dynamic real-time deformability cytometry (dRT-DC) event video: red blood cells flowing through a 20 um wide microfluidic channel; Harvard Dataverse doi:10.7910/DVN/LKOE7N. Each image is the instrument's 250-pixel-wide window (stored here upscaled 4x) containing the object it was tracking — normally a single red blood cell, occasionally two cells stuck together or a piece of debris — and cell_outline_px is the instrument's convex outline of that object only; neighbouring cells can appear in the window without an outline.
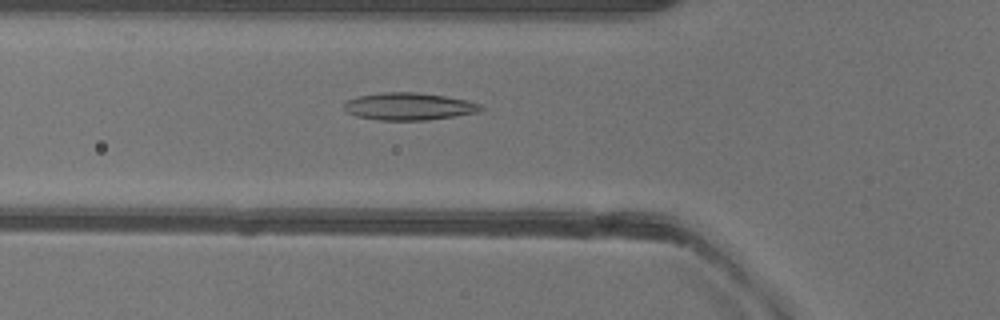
{"species": "common noctule bat (a hibernating species)", "species_latin": "Nyctalus noctula", "temperature_condition": "warm", "stored_images_in_passage": 50, "camera_frame_rate_fps": 3000, "um_per_image_px": 0.085, "animal": {"sex": "female"}, "frame": {"image": 1, "passage_image": 17, "time_ms": 5.333, "image_size_px": [1000, 320], "cell_outline_px": [[484, 108], [480, 112], [424, 120], [380, 120], [356, 116], [348, 112], [344, 108], [344, 104], [348, 100], [360, 96], [384, 92], [416, 92], [444, 96], [484, 104]], "centroid_in_image_um": [34.79, 9.04], "position_along_channel_um": 91.0, "area_um2": 21.56}}
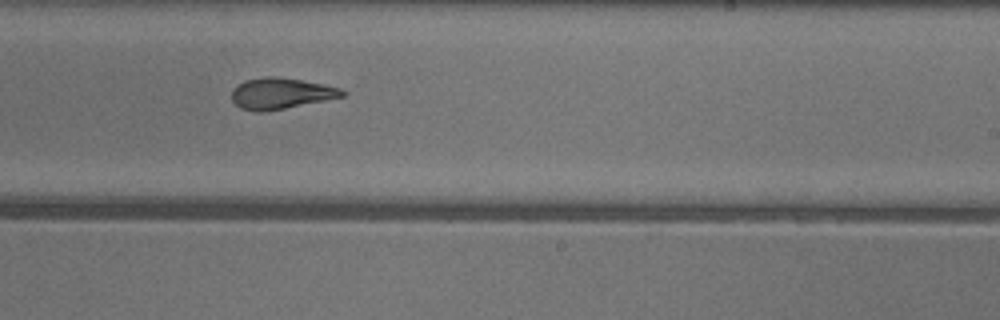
{"frame": {"image": 2, "passage_image": 30, "time_ms": 9.667, "image_size_px": [1000, 320], "cell_outline_px": [[348, 96], [284, 108], [256, 112], [240, 108], [232, 100], [232, 88], [236, 84], [244, 80], [264, 76], [272, 76], [300, 80], [324, 84], [348, 92]], "centroid_in_image_um": [23.86, 7.93], "position_along_channel_um": 265.1, "area_um2": 20.0}}
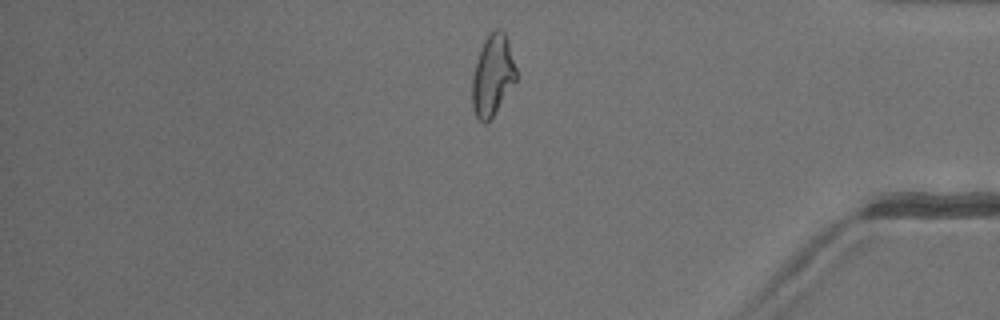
{"frame": {"image": 3, "passage_image": 42, "time_ms": 13.667, "image_size_px": [1000, 320], "cell_outline_px": [[516, 80], [492, 116], [484, 124], [476, 116], [472, 108], [472, 76], [476, 60], [484, 40], [496, 28], [500, 28], [504, 32], [508, 40], [516, 68]], "centroid_in_image_um": [41.86, 6.38], "position_along_channel_um": 393.3, "area_um2": 20.46}, "authors_computed_cell_mechanics": {"area_um2": 21.4727, "velocity_mm_per_s": 4.0118, "shape_relaxation_time_tau1_ms": 8.2174, "shape_relaxation_time_tau2_ms": 2.041, "deformation_change_tau1": 0.2566, "deformation_change_tau2": 0.1077}}